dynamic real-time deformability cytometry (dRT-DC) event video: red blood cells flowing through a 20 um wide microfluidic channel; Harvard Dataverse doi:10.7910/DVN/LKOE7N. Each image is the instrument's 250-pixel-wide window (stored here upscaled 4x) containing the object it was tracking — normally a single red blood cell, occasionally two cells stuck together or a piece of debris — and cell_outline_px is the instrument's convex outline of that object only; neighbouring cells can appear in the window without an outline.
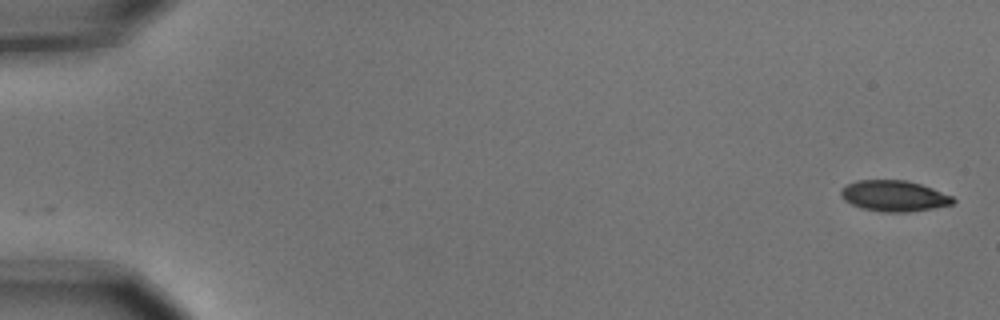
{"species": "common noctule bat (a hibernating species)", "species_latin": "Nyctalus noctula", "temperature_condition": "cold", "stored_images_in_passage": 2, "camera_frame_rate_fps": 3000, "um_per_image_px": 0.085, "animal": {"sex": "male", "body_mass_g": 15.6}, "frame": {"image": 1, "passage_image": 2, "time_ms": 0.333, "image_size_px": [1000, 320], "cell_outline_px": [[956, 200], [952, 204], [932, 208], [908, 212], [884, 212], [860, 208], [844, 200], [840, 196], [840, 188], [856, 180], [908, 180], [932, 188], [952, 196]], "centroid_in_image_um": [75.96, 16.65], "position_along_channel_um": 9.0, "area_um2": 20.23}}